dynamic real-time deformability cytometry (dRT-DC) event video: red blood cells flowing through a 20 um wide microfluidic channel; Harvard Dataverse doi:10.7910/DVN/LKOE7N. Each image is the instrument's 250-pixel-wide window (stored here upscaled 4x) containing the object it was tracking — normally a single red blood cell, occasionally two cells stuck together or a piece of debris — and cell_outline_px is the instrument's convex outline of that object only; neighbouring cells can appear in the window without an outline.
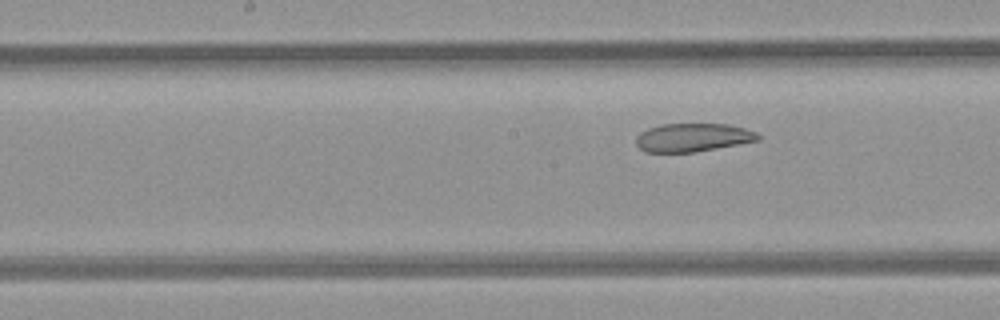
{"species": "common noctule bat (a hibernating species)", "species_latin": "Nyctalus noctula", "temperature_condition": "room temperature", "stored_images_in_passage": 7, "camera_frame_rate_fps": 3000, "um_per_image_px": 0.085, "animal": {"sex": "female", "body_mass_g": 21.9}, "frame": {"image": 1, "passage_image": 7, "time_ms": 7.0, "image_size_px": [1000, 320], "cell_outline_px": [[760, 140], [740, 144], [692, 152], [644, 152], [636, 144], [636, 136], [640, 132], [648, 128], [660, 124], [728, 124], [744, 128], [756, 132], [760, 136]], "centroid_in_image_um": [58.87, 11.68], "position_along_channel_um": 189.3, "area_um2": 20.17}}